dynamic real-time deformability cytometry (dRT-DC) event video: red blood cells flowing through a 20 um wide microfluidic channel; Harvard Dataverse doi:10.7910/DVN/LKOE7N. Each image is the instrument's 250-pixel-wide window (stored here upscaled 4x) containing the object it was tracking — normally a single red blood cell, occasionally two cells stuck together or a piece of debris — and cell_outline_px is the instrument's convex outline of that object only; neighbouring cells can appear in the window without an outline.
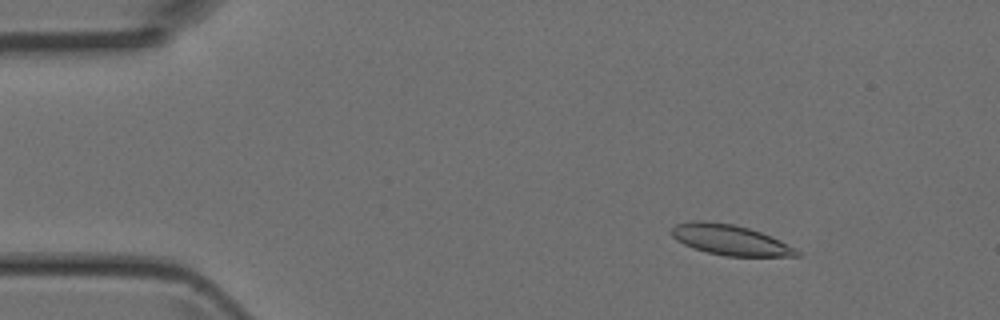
{"species": "Egyptian fruit bat (a non-hibernating species)", "species_latin": "Rousettus aegyptiacus", "temperature_condition": "room temperature", "stored_images_in_passage": 3, "camera_frame_rate_fps": 3000, "um_per_image_px": 0.085, "animal": {"sex": "female"}, "frame": {"image": 1, "passage_image": 2, "time_ms": 0.333, "image_size_px": [1000, 320], "cell_outline_px": [[800, 256], [724, 256], [692, 248], [676, 240], [672, 236], [672, 228], [676, 224], [692, 220], [704, 220], [732, 224], [748, 228], [772, 236], [796, 248], [800, 252]], "centroid_in_image_um": [62.06, 20.39], "position_along_channel_um": 22.9, "area_um2": 22.2}}